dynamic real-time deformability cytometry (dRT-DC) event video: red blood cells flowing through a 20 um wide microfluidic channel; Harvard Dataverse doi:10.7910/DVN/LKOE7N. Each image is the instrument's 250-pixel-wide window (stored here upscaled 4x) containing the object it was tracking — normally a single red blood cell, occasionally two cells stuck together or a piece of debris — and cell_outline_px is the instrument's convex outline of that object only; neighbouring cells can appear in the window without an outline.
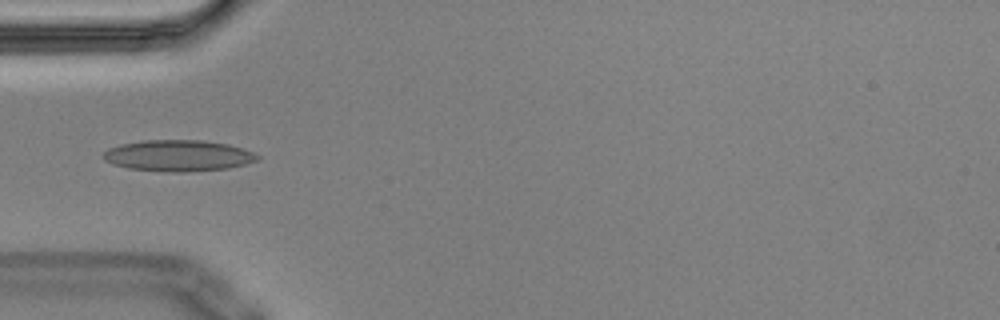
{"species": "Egyptian fruit bat (a non-hibernating species)", "species_latin": "Rousettus aegyptiacus", "temperature_condition": "cold", "stored_images_in_passage": 5, "camera_frame_rate_fps": 3000, "um_per_image_px": 0.085, "animal": {"sex": "male"}, "frame": {"image": 1, "passage_image": 1, "time_ms": 0.0, "image_size_px": [1000, 320], "cell_outline_px": [[260, 156], [256, 160], [244, 164], [228, 168], [184, 172], [168, 172], [128, 168], [112, 164], [104, 160], [100, 156], [108, 148], [120, 144], [144, 140], [204, 140], [228, 144], [252, 152]], "centroid_in_image_um": [15.08, 13.22], "position_along_channel_um": 69.9, "area_um2": 28.03}}
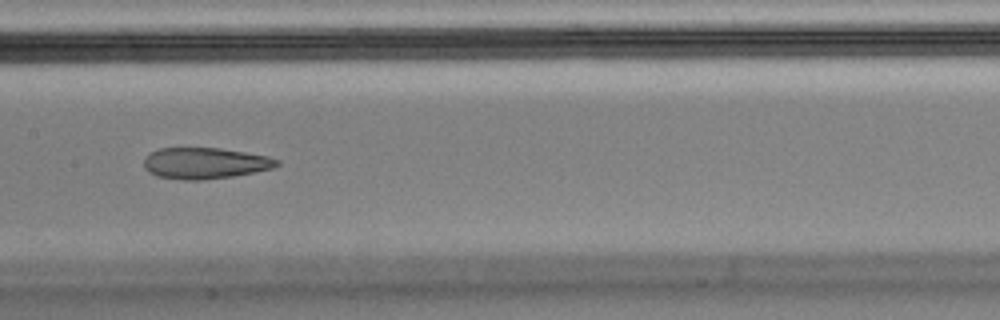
{"frame": {"image": 2, "passage_image": 4, "time_ms": 1.0, "image_size_px": [1000, 320], "cell_outline_px": [[280, 164], [272, 168], [232, 176], [204, 180], [184, 180], [156, 176], [148, 172], [144, 168], [144, 160], [152, 152], [160, 148], [220, 148], [268, 156], [280, 160]], "centroid_in_image_um": [17.42, 13.87], "position_along_channel_um": 190.0, "area_um2": 24.04}}
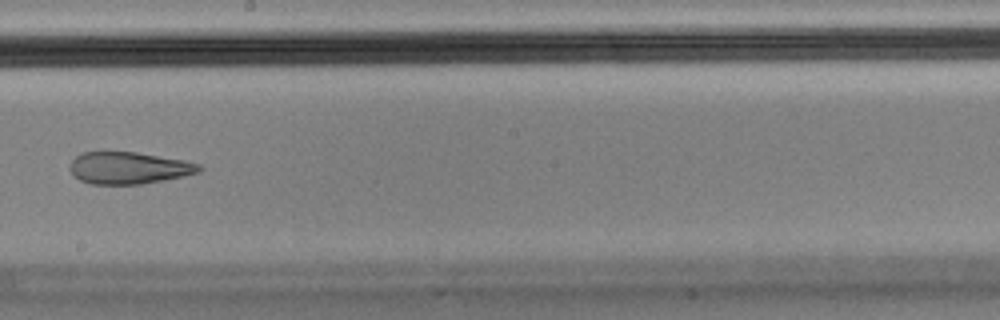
{"frame": {"image": 3, "passage_image": 5, "time_ms": 1.333, "image_size_px": [1000, 320], "cell_outline_px": [[204, 168], [200, 172], [184, 176], [164, 180], [140, 184], [92, 184], [80, 180], [68, 168], [72, 160], [76, 156], [84, 152], [136, 152], [184, 160], [200, 164]], "centroid_in_image_um": [10.98, 14.27], "position_along_channel_um": 237.2, "area_um2": 24.04}}